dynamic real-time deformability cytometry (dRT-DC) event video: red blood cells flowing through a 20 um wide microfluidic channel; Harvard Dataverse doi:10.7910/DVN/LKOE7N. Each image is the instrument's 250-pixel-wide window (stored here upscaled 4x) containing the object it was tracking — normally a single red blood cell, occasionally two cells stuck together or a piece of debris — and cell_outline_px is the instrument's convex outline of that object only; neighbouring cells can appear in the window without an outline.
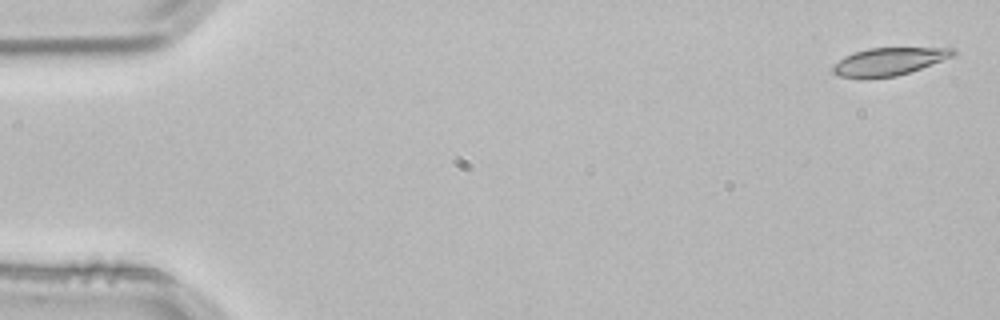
{"species": "common noctule bat (a hibernating species)", "species_latin": "Nyctalus noctula", "temperature_condition": "room temperature", "stored_images_in_passage": 4, "camera_frame_rate_fps": 3000, "um_per_image_px": 0.085, "animal": {"sex": "male", "body_mass_g": 21.5, "forearm_length_mm": 52.0}, "frame": {"image": 1, "passage_image": 1, "time_ms": 0.0, "image_size_px": [1000, 320], "cell_outline_px": [[956, 56], [896, 76], [860, 80], [836, 76], [832, 72], [832, 64], [844, 56], [868, 48], [956, 48]], "centroid_in_image_um": [75.49, 5.26], "position_along_channel_um": 9.5, "area_um2": 19.83}}